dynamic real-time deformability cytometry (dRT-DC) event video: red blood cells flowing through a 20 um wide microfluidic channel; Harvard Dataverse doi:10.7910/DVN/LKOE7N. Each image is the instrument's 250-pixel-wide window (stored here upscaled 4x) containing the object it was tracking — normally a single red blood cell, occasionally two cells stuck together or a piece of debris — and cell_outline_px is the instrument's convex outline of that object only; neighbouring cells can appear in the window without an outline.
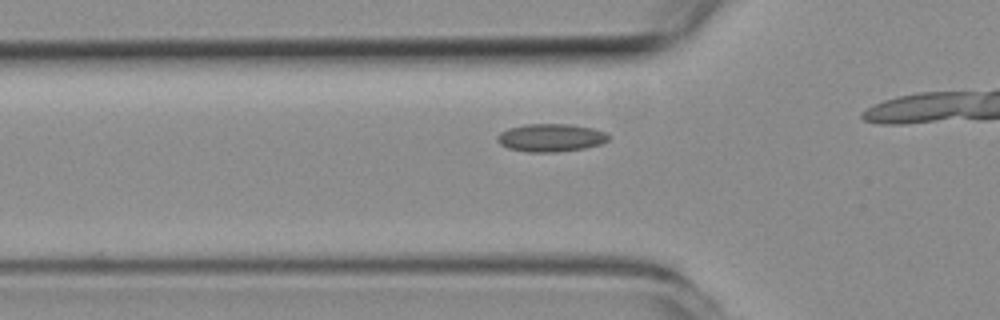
{"species": "common noctule bat (a hibernating species)", "species_latin": "Nyctalus noctula", "temperature_condition": "room temperature", "stored_images_in_passage": 22, "camera_frame_rate_fps": 3000, "um_per_image_px": 0.085, "animal": {"sex": "female", "body_mass_g": 19.3, "forearm_length_mm": 54.1}, "frame": {"image": 1, "passage_image": 10, "time_ms": 3.0, "image_size_px": [1000, 320], "cell_outline_px": [[608, 140], [600, 144], [584, 148], [556, 152], [528, 152], [508, 148], [500, 144], [496, 140], [496, 136], [500, 132], [508, 128], [524, 124], [572, 124], [592, 128], [604, 132], [608, 136]], "centroid_in_image_um": [46.77, 11.7], "position_along_channel_um": 79.0, "area_um2": 18.09}}
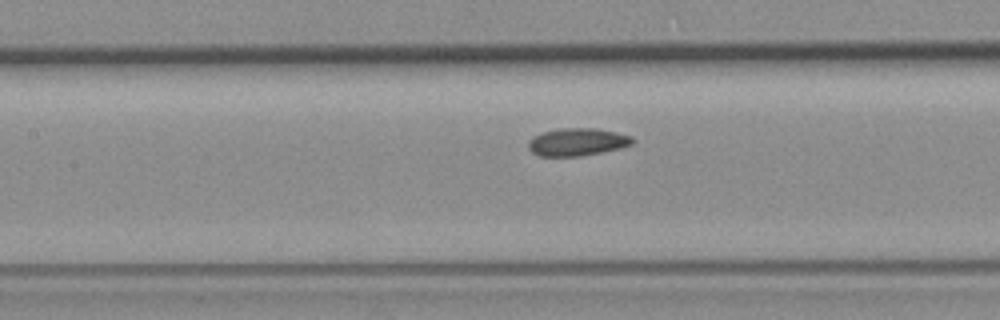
{"frame": {"image": 2, "passage_image": 16, "time_ms": 5.0, "image_size_px": [1000, 320], "cell_outline_px": [[636, 140], [632, 144], [620, 148], [580, 156], [540, 156], [532, 152], [528, 148], [528, 140], [532, 136], [544, 132], [560, 128], [596, 128], [616, 132], [632, 136]], "centroid_in_image_um": [49.06, 12.06], "position_along_channel_um": 158.3, "area_um2": 16.82}}
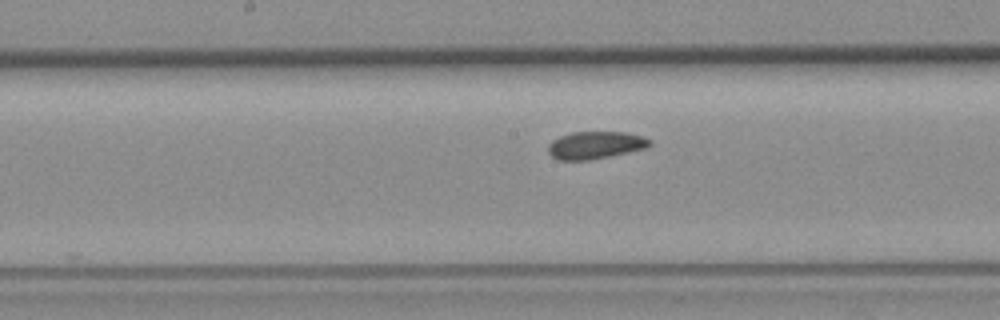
{"frame": {"image": 3, "passage_image": 19, "time_ms": 6.0, "image_size_px": [1000, 320], "cell_outline_px": [[652, 144], [644, 148], [628, 152], [588, 160], [560, 160], [552, 156], [548, 152], [548, 144], [552, 140], [560, 136], [572, 132], [628, 132], [652, 140]], "centroid_in_image_um": [50.59, 12.33], "position_along_channel_um": 197.6, "area_um2": 16.13}}